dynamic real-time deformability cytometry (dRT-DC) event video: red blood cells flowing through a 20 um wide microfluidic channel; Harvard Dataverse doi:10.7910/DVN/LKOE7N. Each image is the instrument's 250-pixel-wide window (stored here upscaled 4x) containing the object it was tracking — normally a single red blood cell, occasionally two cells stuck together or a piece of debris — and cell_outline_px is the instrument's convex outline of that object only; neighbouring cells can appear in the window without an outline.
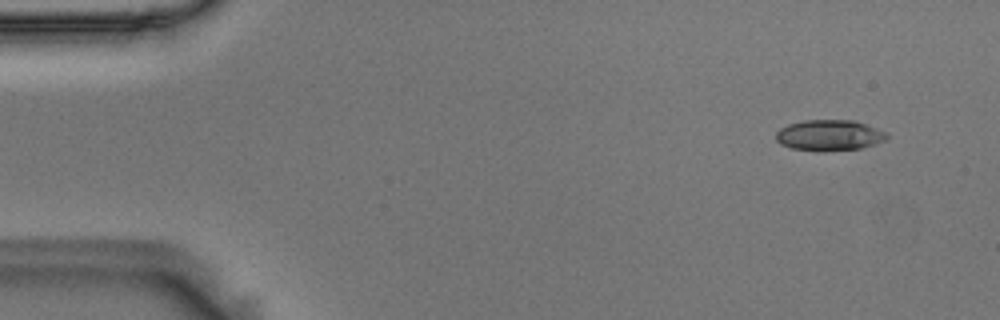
{"species": "Egyptian fruit bat (a non-hibernating species)", "species_latin": "Rousettus aegyptiacus", "temperature_condition": "room temperature", "stored_images_in_passage": 53, "camera_frame_rate_fps": 3000, "um_per_image_px": 0.085, "animal": {"sex": "male"}, "frame": {"image": 1, "passage_image": 4, "time_ms": 1.0, "image_size_px": [1000, 320], "cell_outline_px": [[888, 140], [876, 144], [860, 148], [824, 152], [792, 148], [780, 144], [776, 140], [776, 132], [780, 128], [788, 124], [804, 120], [856, 120], [888, 132]], "centroid_in_image_um": [70.53, 11.5], "position_along_channel_um": 14.5, "area_um2": 20.29}}
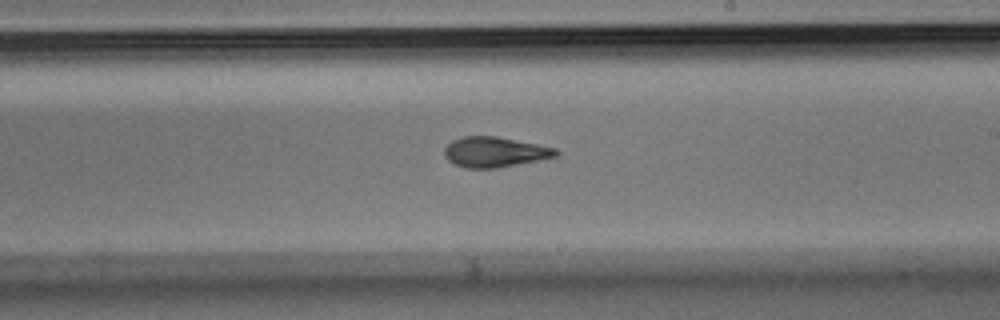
{"frame": {"image": 2, "passage_image": 32, "time_ms": 10.333, "image_size_px": [1000, 320], "cell_outline_px": [[560, 152], [556, 156], [496, 168], [468, 168], [456, 164], [448, 160], [444, 156], [444, 148], [452, 140], [460, 136], [496, 136], [556, 148]], "centroid_in_image_um": [42.01, 12.91], "position_along_channel_um": 247.0, "area_um2": 19.42}}
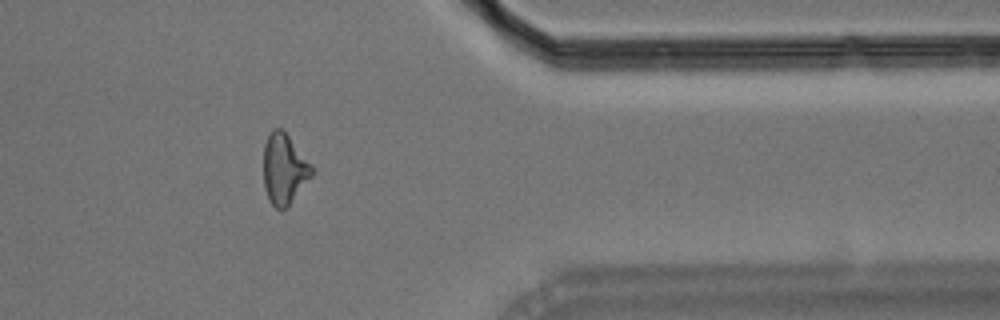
{"frame": {"image": 3, "passage_image": 45, "time_ms": 14.667, "image_size_px": [1000, 320], "cell_outline_px": [[312, 176], [288, 208], [276, 208], [268, 200], [264, 188], [264, 144], [272, 128], [280, 128], [288, 136], [312, 164]], "centroid_in_image_um": [24.15, 14.39], "position_along_channel_um": 387.2, "area_um2": 19.83}}